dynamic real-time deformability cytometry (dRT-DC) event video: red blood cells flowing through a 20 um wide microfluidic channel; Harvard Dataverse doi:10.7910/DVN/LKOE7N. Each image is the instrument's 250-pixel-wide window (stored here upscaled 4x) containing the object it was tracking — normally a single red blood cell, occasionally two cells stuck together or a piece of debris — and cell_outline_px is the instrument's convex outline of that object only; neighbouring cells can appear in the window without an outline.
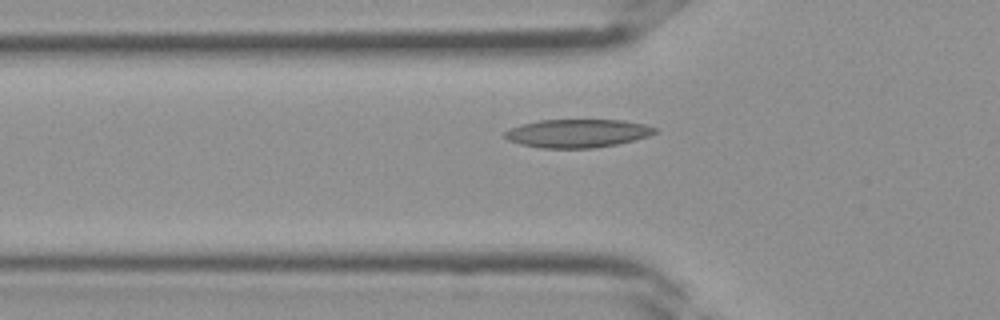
{"species": "Egyptian fruit bat (a non-hibernating species)", "species_latin": "Rousettus aegyptiacus", "temperature_condition": "room temperature", "stored_images_in_passage": 38, "segment_of_instrument_passage": [1, 2], "camera_frame_rate_fps": 3000, "um_per_image_px": 0.085, "frame": {"image": 1, "passage_image": 13, "time_ms": 4.0, "image_size_px": [1000, 320], "cell_outline_px": [[660, 132], [636, 140], [596, 148], [540, 148], [520, 144], [508, 140], [500, 136], [504, 132], [520, 124], [540, 120], [624, 120], [644, 124], [656, 128]], "centroid_in_image_um": [49.08, 11.33], "position_along_channel_um": 76.7, "area_um2": 25.03}}
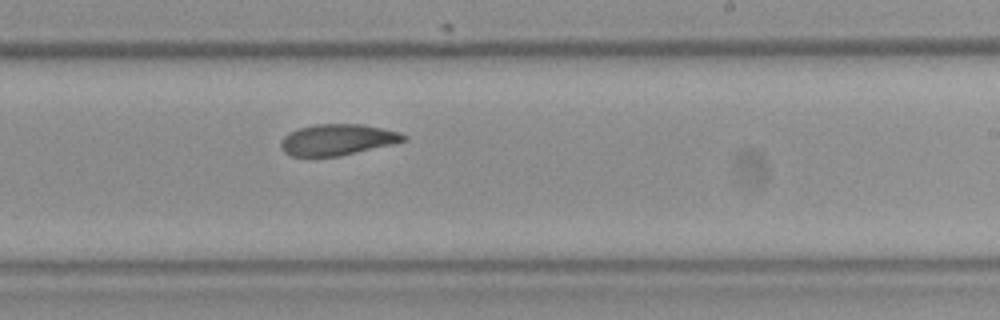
{"frame": {"image": 2, "passage_image": 23, "time_ms": 7.333, "image_size_px": [1000, 320], "cell_outline_px": [[408, 140], [392, 144], [340, 156], [308, 160], [292, 156], [284, 152], [280, 144], [280, 140], [288, 132], [300, 128], [316, 124], [360, 124], [400, 132], [408, 136]], "centroid_in_image_um": [28.62, 11.92], "position_along_channel_um": 260.4, "area_um2": 22.89}}
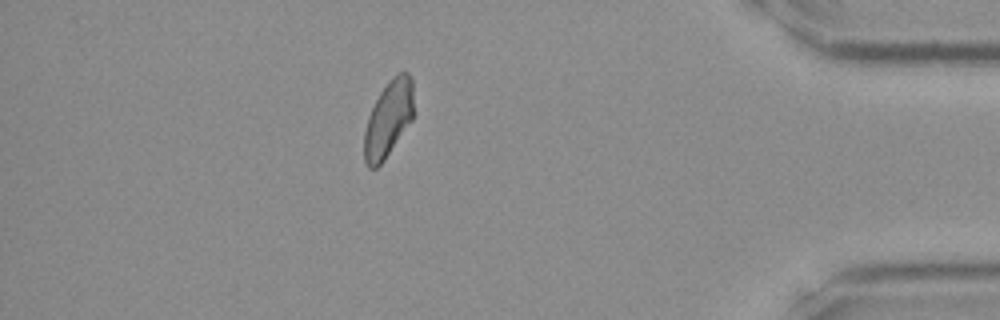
{"frame": {"image": 3, "passage_image": 33, "time_ms": 10.667, "image_size_px": [1000, 320], "cell_outline_px": [[412, 120], [384, 160], [376, 168], [368, 168], [364, 160], [364, 132], [368, 116], [380, 92], [388, 80], [396, 72], [404, 68], [412, 76]], "centroid_in_image_um": [33.01, 10.05], "position_along_channel_um": 402.2, "area_um2": 22.08}}